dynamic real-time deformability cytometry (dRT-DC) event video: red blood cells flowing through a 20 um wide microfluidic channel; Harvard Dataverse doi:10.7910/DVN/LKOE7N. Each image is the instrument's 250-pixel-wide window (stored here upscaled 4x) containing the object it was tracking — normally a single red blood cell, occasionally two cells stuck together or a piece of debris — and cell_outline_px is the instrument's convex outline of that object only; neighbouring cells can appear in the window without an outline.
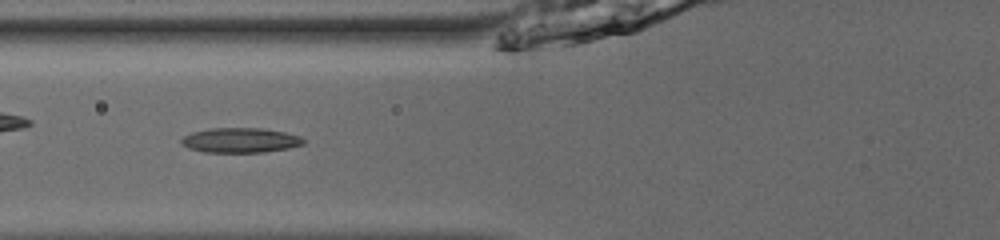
{"species": "common noctule bat (a hibernating species)", "species_latin": "Nyctalus noctula", "temperature_condition": "room temperature", "stored_images_in_passage": 38, "camera_frame_rate_fps": 3000, "um_per_image_px": 0.085, "animal": {"sex": "male", "body_mass_g": 13.0, "forearm_length_mm": 53.1}, "frame": {"image": 1, "passage_image": 8, "time_ms": 2.333, "image_size_px": [1000, 240], "cell_outline_px": [[304, 144], [288, 148], [264, 152], [204, 152], [188, 148], [180, 144], [180, 140], [184, 136], [192, 132], [212, 128], [264, 128], [284, 132], [300, 136], [304, 140]], "centroid_in_image_um": [20.41, 11.92], "position_along_channel_um": 105.4, "area_um2": 17.69}}
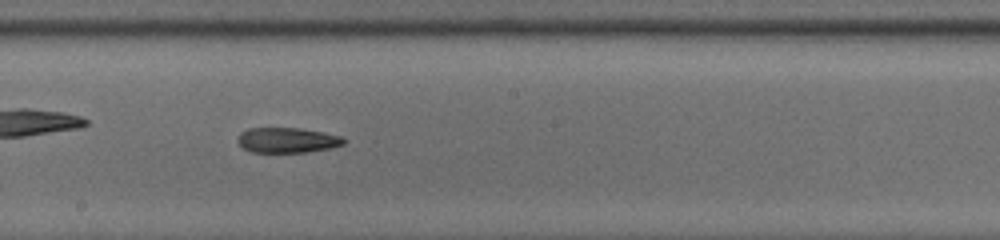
{"frame": {"image": 2, "passage_image": 17, "time_ms": 5.333, "image_size_px": [1000, 240], "cell_outline_px": [[348, 140], [344, 144], [332, 148], [308, 152], [252, 152], [244, 148], [236, 140], [240, 132], [248, 128], [300, 128], [324, 132], [340, 136]], "centroid_in_image_um": [24.44, 11.91], "position_along_channel_um": 223.8, "area_um2": 15.72}}
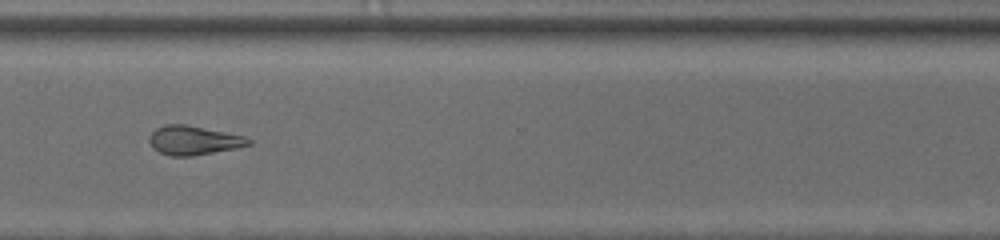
{"frame": {"image": 3, "passage_image": 27, "time_ms": 8.667, "image_size_px": [1000, 240], "cell_outline_px": [[252, 144], [236, 148], [192, 156], [172, 156], [160, 152], [152, 148], [148, 140], [148, 136], [156, 128], [168, 124], [184, 124], [244, 136], [252, 140]], "centroid_in_image_um": [16.43, 11.93], "position_along_channel_um": 354.2, "area_um2": 16.7}, "authors_computed_cell_mechanics": {"area_um2": 16.9065, "velocity_mm_per_s": 3.9215, "shape_relaxation_time_tau1_ms": null, "shape_relaxation_time_tau2_ms": 9.9656, "deformation_change_tau1": null, "deformation_change_tau2": 0.2313}}